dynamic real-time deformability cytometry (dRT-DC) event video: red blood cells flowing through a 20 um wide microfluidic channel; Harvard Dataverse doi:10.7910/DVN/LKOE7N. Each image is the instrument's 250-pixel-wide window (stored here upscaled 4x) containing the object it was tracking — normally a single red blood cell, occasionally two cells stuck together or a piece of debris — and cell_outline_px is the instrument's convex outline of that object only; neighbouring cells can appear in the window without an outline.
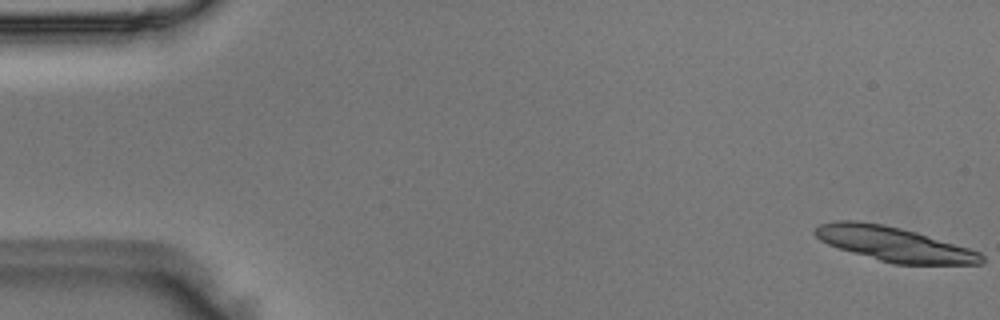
{"species": "Egyptian fruit bat (a non-hibernating species)", "species_latin": "Rousettus aegyptiacus", "temperature_condition": "room temperature", "stored_images_in_passage": 15, "camera_frame_rate_fps": 3000, "um_per_image_px": 0.085, "animal": {"sex": "male"}, "frame": {"image": 1, "passage_image": 1, "time_ms": 0.0, "image_size_px": [1000, 320], "cell_outline_px": [[984, 260], [980, 264], [892, 264], [852, 252], [828, 244], [820, 240], [812, 232], [820, 224], [836, 220], [856, 220], [884, 224], [916, 232], [968, 248], [980, 252], [984, 256]], "centroid_in_image_um": [75.97, 20.74], "position_along_channel_um": 9.0, "area_um2": 33.18}}